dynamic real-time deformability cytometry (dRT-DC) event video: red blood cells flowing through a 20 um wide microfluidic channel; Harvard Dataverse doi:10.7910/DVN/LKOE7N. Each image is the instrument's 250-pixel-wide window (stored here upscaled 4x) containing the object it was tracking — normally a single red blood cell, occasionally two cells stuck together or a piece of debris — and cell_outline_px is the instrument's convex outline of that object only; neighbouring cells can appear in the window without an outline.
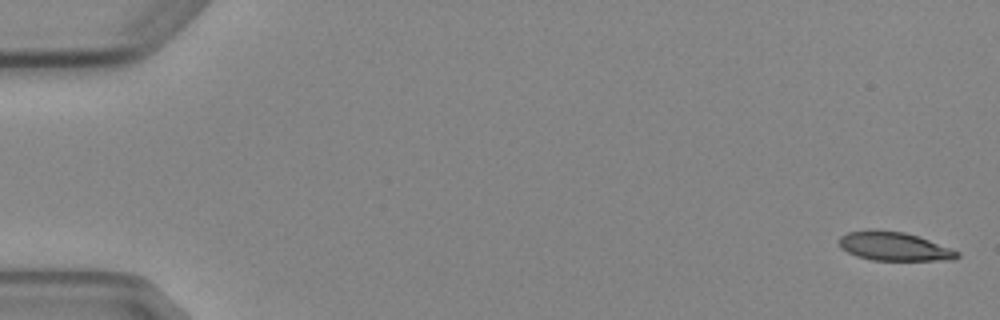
{"species": "Egyptian fruit bat (a non-hibernating species)", "species_latin": "Rousettus aegyptiacus", "temperature_condition": "cold", "stored_images_in_passage": 6, "camera_frame_rate_fps": 3000, "um_per_image_px": 0.085, "animal": {"sex": "female"}, "frame": {"image": 1, "passage_image": 1, "time_ms": 0.0, "image_size_px": [1000, 320], "cell_outline_px": [[960, 256], [956, 260], [872, 260], [856, 256], [840, 248], [840, 236], [848, 232], [904, 232], [952, 248], [960, 252]], "centroid_in_image_um": [76.07, 20.99], "position_along_channel_um": 8.9, "area_um2": 19.13}}
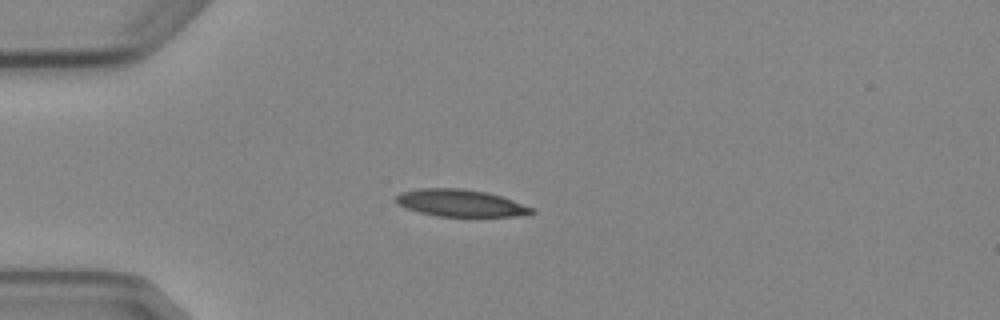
{"frame": {"image": 2, "passage_image": 4, "time_ms": 4.333, "image_size_px": [1000, 320], "cell_outline_px": [[536, 212], [516, 216], [436, 216], [420, 212], [396, 204], [396, 196], [400, 192], [420, 188], [460, 188], [488, 192], [536, 208]], "centroid_in_image_um": [39.15, 17.25], "position_along_channel_um": 45.8, "area_um2": 21.39}}
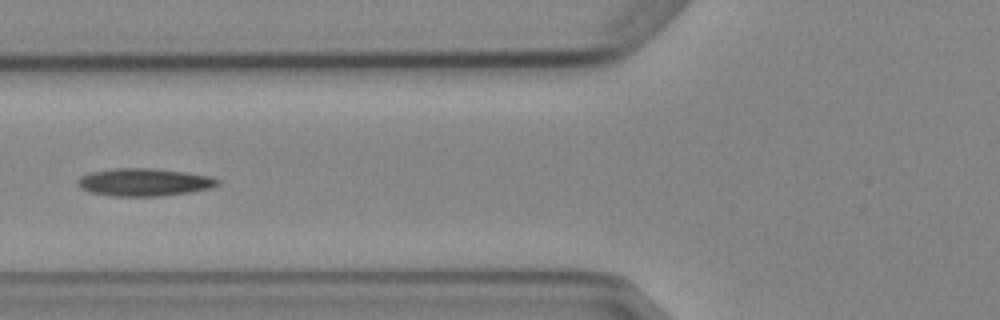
{"frame": {"image": 3, "passage_image": 6, "time_ms": 6.667, "image_size_px": [1000, 320], "cell_outline_px": [[220, 184], [212, 188], [188, 192], [160, 196], [112, 196], [92, 192], [80, 188], [76, 184], [76, 180], [80, 176], [92, 172], [112, 168], [156, 168], [188, 172], [208, 176], [220, 180]], "centroid_in_image_um": [12.25, 15.48], "position_along_channel_um": 113.6, "area_um2": 22.72}}